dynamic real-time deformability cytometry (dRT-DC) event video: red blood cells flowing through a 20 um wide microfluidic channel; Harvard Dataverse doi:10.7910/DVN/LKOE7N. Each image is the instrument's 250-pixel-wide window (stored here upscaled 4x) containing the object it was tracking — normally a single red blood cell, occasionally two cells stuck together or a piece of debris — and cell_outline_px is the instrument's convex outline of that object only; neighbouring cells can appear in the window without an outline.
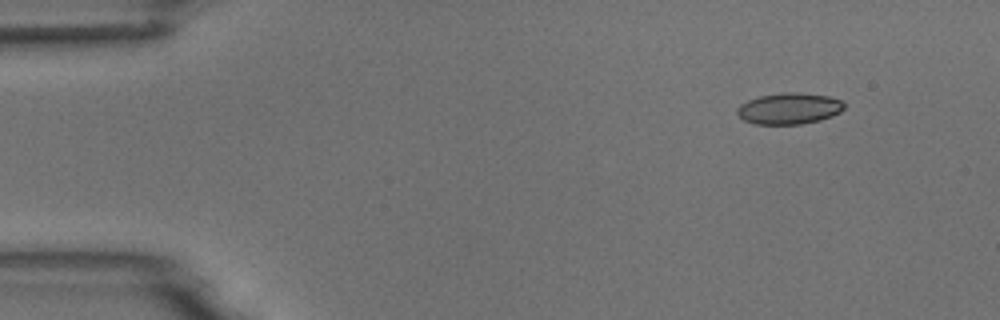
{"species": "common noctule bat (a hibernating species)", "species_latin": "Nyctalus noctula", "temperature_condition": "room temperature", "stored_images_in_passage": 3, "camera_frame_rate_fps": 3000, "um_per_image_px": 0.085, "animal": {"sex": "male", "body_mass_g": 18.8}, "frame": {"image": 1, "passage_image": 1, "time_ms": 0.0, "image_size_px": [1000, 320], "cell_outline_px": [[844, 108], [840, 112], [832, 116], [820, 120], [800, 124], [756, 124], [744, 120], [736, 112], [736, 108], [740, 104], [748, 100], [760, 96], [784, 92], [792, 92], [828, 96], [840, 100], [844, 104]], "centroid_in_image_um": [67.06, 9.23], "position_along_channel_um": 17.9, "area_um2": 19.36}}